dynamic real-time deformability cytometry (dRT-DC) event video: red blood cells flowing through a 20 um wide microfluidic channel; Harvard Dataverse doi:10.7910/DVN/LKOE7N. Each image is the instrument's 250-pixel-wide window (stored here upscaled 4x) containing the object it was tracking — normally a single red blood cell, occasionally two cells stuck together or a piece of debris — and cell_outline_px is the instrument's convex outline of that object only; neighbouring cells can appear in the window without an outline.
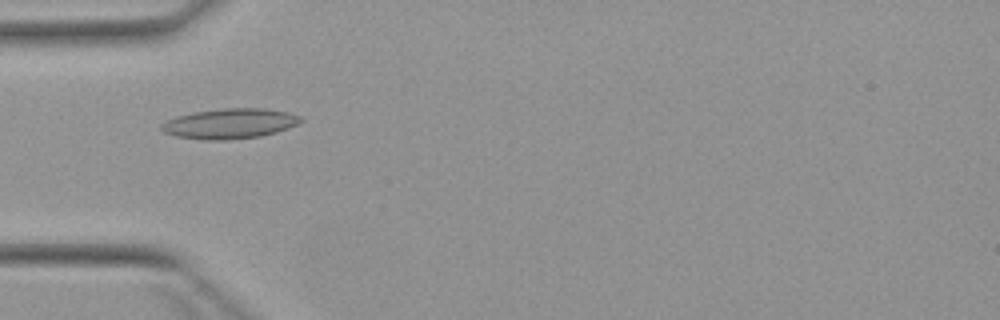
{"species": "Egyptian fruit bat (a non-hibernating species)", "species_latin": "Rousettus aegyptiacus", "temperature_condition": "warm", "stored_images_in_passage": 4, "camera_frame_rate_fps": 3000, "um_per_image_px": 0.085, "animal": {"sex": "female"}, "frame": {"image": 1, "passage_image": 2, "time_ms": 1.333, "image_size_px": [1000, 320], "cell_outline_px": [[304, 120], [288, 128], [276, 132], [260, 136], [228, 140], [204, 140], [176, 136], [164, 132], [160, 128], [160, 124], [176, 116], [192, 112], [224, 108], [264, 108], [288, 112], [300, 116]], "centroid_in_image_um": [19.52, 10.5], "position_along_channel_um": 65.5, "area_um2": 24.51}}
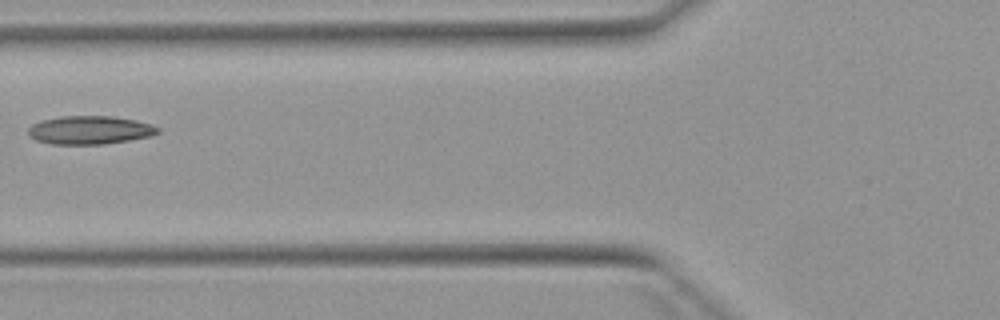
{"frame": {"image": 2, "passage_image": 3, "time_ms": 2.667, "image_size_px": [1000, 320], "cell_outline_px": [[160, 132], [152, 136], [104, 144], [52, 144], [36, 140], [28, 136], [28, 128], [32, 124], [40, 120], [60, 116], [112, 116], [136, 120], [152, 124], [160, 128]], "centroid_in_image_um": [7.63, 11.05], "position_along_channel_um": 118.2, "area_um2": 21.62}}
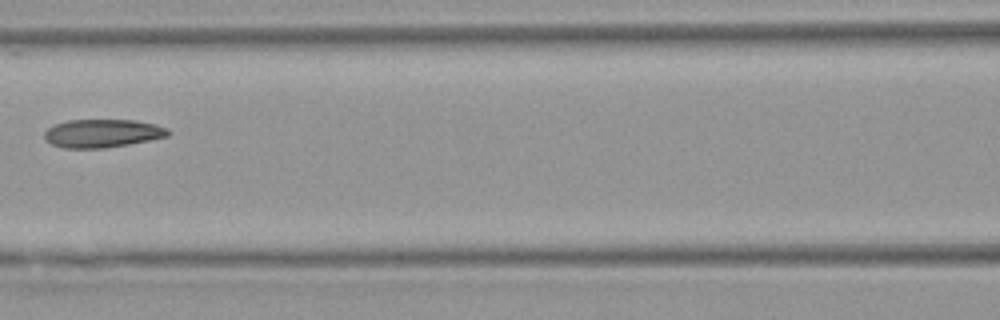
{"frame": {"image": 3, "passage_image": 4, "time_ms": 3.667, "image_size_px": [1000, 320], "cell_outline_px": [[172, 132], [168, 136], [128, 144], [104, 148], [64, 148], [52, 144], [44, 140], [44, 132], [48, 128], [56, 124], [68, 120], [136, 120], [156, 124], [168, 128]], "centroid_in_image_um": [8.71, 11.33], "position_along_channel_um": 157.9, "area_um2": 20.4}}